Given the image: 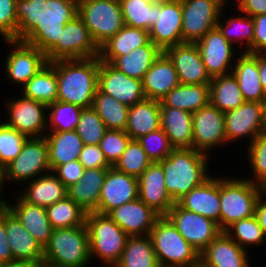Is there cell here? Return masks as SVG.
<instances>
[{
  "mask_svg": "<svg viewBox=\"0 0 266 267\" xmlns=\"http://www.w3.org/2000/svg\"><path fill=\"white\" fill-rule=\"evenodd\" d=\"M138 198V178L108 169L101 189L97 213L108 215L122 204Z\"/></svg>",
  "mask_w": 266,
  "mask_h": 267,
  "instance_id": "20",
  "label": "cell"
},
{
  "mask_svg": "<svg viewBox=\"0 0 266 267\" xmlns=\"http://www.w3.org/2000/svg\"><path fill=\"white\" fill-rule=\"evenodd\" d=\"M106 130L104 122L93 107L82 109L75 131L84 145L99 144Z\"/></svg>",
  "mask_w": 266,
  "mask_h": 267,
  "instance_id": "48",
  "label": "cell"
},
{
  "mask_svg": "<svg viewBox=\"0 0 266 267\" xmlns=\"http://www.w3.org/2000/svg\"><path fill=\"white\" fill-rule=\"evenodd\" d=\"M179 84L175 67L164 52L154 61L142 80L145 97L159 101Z\"/></svg>",
  "mask_w": 266,
  "mask_h": 267,
  "instance_id": "28",
  "label": "cell"
},
{
  "mask_svg": "<svg viewBox=\"0 0 266 267\" xmlns=\"http://www.w3.org/2000/svg\"><path fill=\"white\" fill-rule=\"evenodd\" d=\"M130 140L131 138L126 131L110 129L105 131L99 146L103 151L107 162L112 167L120 159Z\"/></svg>",
  "mask_w": 266,
  "mask_h": 267,
  "instance_id": "52",
  "label": "cell"
},
{
  "mask_svg": "<svg viewBox=\"0 0 266 267\" xmlns=\"http://www.w3.org/2000/svg\"><path fill=\"white\" fill-rule=\"evenodd\" d=\"M226 3L227 0H181L183 43H196L215 29Z\"/></svg>",
  "mask_w": 266,
  "mask_h": 267,
  "instance_id": "10",
  "label": "cell"
},
{
  "mask_svg": "<svg viewBox=\"0 0 266 267\" xmlns=\"http://www.w3.org/2000/svg\"><path fill=\"white\" fill-rule=\"evenodd\" d=\"M78 16L98 47L125 25L119 0H78Z\"/></svg>",
  "mask_w": 266,
  "mask_h": 267,
  "instance_id": "8",
  "label": "cell"
},
{
  "mask_svg": "<svg viewBox=\"0 0 266 267\" xmlns=\"http://www.w3.org/2000/svg\"><path fill=\"white\" fill-rule=\"evenodd\" d=\"M48 62L63 59H83L99 56V47L88 28L77 15L66 23L58 42L45 54Z\"/></svg>",
  "mask_w": 266,
  "mask_h": 267,
  "instance_id": "11",
  "label": "cell"
},
{
  "mask_svg": "<svg viewBox=\"0 0 266 267\" xmlns=\"http://www.w3.org/2000/svg\"><path fill=\"white\" fill-rule=\"evenodd\" d=\"M161 53L162 51L149 41L128 54L116 57L110 64L128 77L143 80L146 72Z\"/></svg>",
  "mask_w": 266,
  "mask_h": 267,
  "instance_id": "37",
  "label": "cell"
},
{
  "mask_svg": "<svg viewBox=\"0 0 266 267\" xmlns=\"http://www.w3.org/2000/svg\"><path fill=\"white\" fill-rule=\"evenodd\" d=\"M212 175L193 188L176 203L185 210L200 214L218 223L220 228V178Z\"/></svg>",
  "mask_w": 266,
  "mask_h": 267,
  "instance_id": "24",
  "label": "cell"
},
{
  "mask_svg": "<svg viewBox=\"0 0 266 267\" xmlns=\"http://www.w3.org/2000/svg\"><path fill=\"white\" fill-rule=\"evenodd\" d=\"M224 119L225 113L210 102L193 112V148L209 155L214 148L227 144Z\"/></svg>",
  "mask_w": 266,
  "mask_h": 267,
  "instance_id": "15",
  "label": "cell"
},
{
  "mask_svg": "<svg viewBox=\"0 0 266 267\" xmlns=\"http://www.w3.org/2000/svg\"><path fill=\"white\" fill-rule=\"evenodd\" d=\"M224 232L246 251L249 246L266 242V236L255 216L232 223Z\"/></svg>",
  "mask_w": 266,
  "mask_h": 267,
  "instance_id": "46",
  "label": "cell"
},
{
  "mask_svg": "<svg viewBox=\"0 0 266 267\" xmlns=\"http://www.w3.org/2000/svg\"><path fill=\"white\" fill-rule=\"evenodd\" d=\"M160 267H199L200 254L166 216H160L149 234Z\"/></svg>",
  "mask_w": 266,
  "mask_h": 267,
  "instance_id": "4",
  "label": "cell"
},
{
  "mask_svg": "<svg viewBox=\"0 0 266 267\" xmlns=\"http://www.w3.org/2000/svg\"><path fill=\"white\" fill-rule=\"evenodd\" d=\"M262 194L260 185L248 178H220V229L255 214L257 199Z\"/></svg>",
  "mask_w": 266,
  "mask_h": 267,
  "instance_id": "7",
  "label": "cell"
},
{
  "mask_svg": "<svg viewBox=\"0 0 266 267\" xmlns=\"http://www.w3.org/2000/svg\"><path fill=\"white\" fill-rule=\"evenodd\" d=\"M254 216L256 217L264 235L266 236V196L263 194H261L257 199Z\"/></svg>",
  "mask_w": 266,
  "mask_h": 267,
  "instance_id": "59",
  "label": "cell"
},
{
  "mask_svg": "<svg viewBox=\"0 0 266 267\" xmlns=\"http://www.w3.org/2000/svg\"><path fill=\"white\" fill-rule=\"evenodd\" d=\"M210 84H179L160 100V107H172L193 113L209 102Z\"/></svg>",
  "mask_w": 266,
  "mask_h": 267,
  "instance_id": "36",
  "label": "cell"
},
{
  "mask_svg": "<svg viewBox=\"0 0 266 267\" xmlns=\"http://www.w3.org/2000/svg\"><path fill=\"white\" fill-rule=\"evenodd\" d=\"M11 99L5 104L8 120L4 123L28 138L44 137L47 133V105L23 95Z\"/></svg>",
  "mask_w": 266,
  "mask_h": 267,
  "instance_id": "13",
  "label": "cell"
},
{
  "mask_svg": "<svg viewBox=\"0 0 266 267\" xmlns=\"http://www.w3.org/2000/svg\"><path fill=\"white\" fill-rule=\"evenodd\" d=\"M21 89L24 97L47 106L57 101L56 61L48 62Z\"/></svg>",
  "mask_w": 266,
  "mask_h": 267,
  "instance_id": "38",
  "label": "cell"
},
{
  "mask_svg": "<svg viewBox=\"0 0 266 267\" xmlns=\"http://www.w3.org/2000/svg\"><path fill=\"white\" fill-rule=\"evenodd\" d=\"M77 15L78 0H16V40L46 54Z\"/></svg>",
  "mask_w": 266,
  "mask_h": 267,
  "instance_id": "1",
  "label": "cell"
},
{
  "mask_svg": "<svg viewBox=\"0 0 266 267\" xmlns=\"http://www.w3.org/2000/svg\"><path fill=\"white\" fill-rule=\"evenodd\" d=\"M97 87L100 92L112 96L127 106H132L146 98L142 80L128 77L104 61H100L99 64Z\"/></svg>",
  "mask_w": 266,
  "mask_h": 267,
  "instance_id": "18",
  "label": "cell"
},
{
  "mask_svg": "<svg viewBox=\"0 0 266 267\" xmlns=\"http://www.w3.org/2000/svg\"><path fill=\"white\" fill-rule=\"evenodd\" d=\"M262 132L266 134V100L263 102V128Z\"/></svg>",
  "mask_w": 266,
  "mask_h": 267,
  "instance_id": "63",
  "label": "cell"
},
{
  "mask_svg": "<svg viewBox=\"0 0 266 267\" xmlns=\"http://www.w3.org/2000/svg\"><path fill=\"white\" fill-rule=\"evenodd\" d=\"M160 126L175 148H193L192 113L172 107H160Z\"/></svg>",
  "mask_w": 266,
  "mask_h": 267,
  "instance_id": "31",
  "label": "cell"
},
{
  "mask_svg": "<svg viewBox=\"0 0 266 267\" xmlns=\"http://www.w3.org/2000/svg\"><path fill=\"white\" fill-rule=\"evenodd\" d=\"M92 107L104 122L106 129L125 131L129 106L97 89Z\"/></svg>",
  "mask_w": 266,
  "mask_h": 267,
  "instance_id": "42",
  "label": "cell"
},
{
  "mask_svg": "<svg viewBox=\"0 0 266 267\" xmlns=\"http://www.w3.org/2000/svg\"><path fill=\"white\" fill-rule=\"evenodd\" d=\"M20 196L28 203L48 207L67 196V187L50 171L28 181Z\"/></svg>",
  "mask_w": 266,
  "mask_h": 267,
  "instance_id": "33",
  "label": "cell"
},
{
  "mask_svg": "<svg viewBox=\"0 0 266 267\" xmlns=\"http://www.w3.org/2000/svg\"><path fill=\"white\" fill-rule=\"evenodd\" d=\"M209 99L214 107L224 113L236 109L245 102L238 80L232 73L212 78Z\"/></svg>",
  "mask_w": 266,
  "mask_h": 267,
  "instance_id": "39",
  "label": "cell"
},
{
  "mask_svg": "<svg viewBox=\"0 0 266 267\" xmlns=\"http://www.w3.org/2000/svg\"><path fill=\"white\" fill-rule=\"evenodd\" d=\"M239 12L255 17L266 14V0H235Z\"/></svg>",
  "mask_w": 266,
  "mask_h": 267,
  "instance_id": "57",
  "label": "cell"
},
{
  "mask_svg": "<svg viewBox=\"0 0 266 267\" xmlns=\"http://www.w3.org/2000/svg\"><path fill=\"white\" fill-rule=\"evenodd\" d=\"M4 183H5L4 169L0 168V210L7 208V204H8V200L6 201V199L2 196L3 195L2 192L4 191L3 189Z\"/></svg>",
  "mask_w": 266,
  "mask_h": 267,
  "instance_id": "62",
  "label": "cell"
},
{
  "mask_svg": "<svg viewBox=\"0 0 266 267\" xmlns=\"http://www.w3.org/2000/svg\"><path fill=\"white\" fill-rule=\"evenodd\" d=\"M258 69L260 83L266 92V53H258Z\"/></svg>",
  "mask_w": 266,
  "mask_h": 267,
  "instance_id": "60",
  "label": "cell"
},
{
  "mask_svg": "<svg viewBox=\"0 0 266 267\" xmlns=\"http://www.w3.org/2000/svg\"><path fill=\"white\" fill-rule=\"evenodd\" d=\"M100 58L56 60L57 100L83 108L93 105Z\"/></svg>",
  "mask_w": 266,
  "mask_h": 267,
  "instance_id": "2",
  "label": "cell"
},
{
  "mask_svg": "<svg viewBox=\"0 0 266 267\" xmlns=\"http://www.w3.org/2000/svg\"><path fill=\"white\" fill-rule=\"evenodd\" d=\"M232 74L237 78L243 99L250 102H261L266 100L259 77L258 53L251 54L242 52L237 54Z\"/></svg>",
  "mask_w": 266,
  "mask_h": 267,
  "instance_id": "29",
  "label": "cell"
},
{
  "mask_svg": "<svg viewBox=\"0 0 266 267\" xmlns=\"http://www.w3.org/2000/svg\"><path fill=\"white\" fill-rule=\"evenodd\" d=\"M173 63L180 84H210L201 54L195 43H182L164 51Z\"/></svg>",
  "mask_w": 266,
  "mask_h": 267,
  "instance_id": "21",
  "label": "cell"
},
{
  "mask_svg": "<svg viewBox=\"0 0 266 267\" xmlns=\"http://www.w3.org/2000/svg\"><path fill=\"white\" fill-rule=\"evenodd\" d=\"M165 174L159 162L151 165L138 177V198L160 216H165L175 202L166 190Z\"/></svg>",
  "mask_w": 266,
  "mask_h": 267,
  "instance_id": "23",
  "label": "cell"
},
{
  "mask_svg": "<svg viewBox=\"0 0 266 267\" xmlns=\"http://www.w3.org/2000/svg\"><path fill=\"white\" fill-rule=\"evenodd\" d=\"M3 223L15 260L43 262L44 248L8 208L3 209Z\"/></svg>",
  "mask_w": 266,
  "mask_h": 267,
  "instance_id": "25",
  "label": "cell"
},
{
  "mask_svg": "<svg viewBox=\"0 0 266 267\" xmlns=\"http://www.w3.org/2000/svg\"><path fill=\"white\" fill-rule=\"evenodd\" d=\"M27 139L25 134L6 125L4 121L0 123V168L4 169L19 155Z\"/></svg>",
  "mask_w": 266,
  "mask_h": 267,
  "instance_id": "49",
  "label": "cell"
},
{
  "mask_svg": "<svg viewBox=\"0 0 266 267\" xmlns=\"http://www.w3.org/2000/svg\"><path fill=\"white\" fill-rule=\"evenodd\" d=\"M78 160L85 169L112 167L107 162L103 151L100 149L99 144L84 145Z\"/></svg>",
  "mask_w": 266,
  "mask_h": 267,
  "instance_id": "54",
  "label": "cell"
},
{
  "mask_svg": "<svg viewBox=\"0 0 266 267\" xmlns=\"http://www.w3.org/2000/svg\"><path fill=\"white\" fill-rule=\"evenodd\" d=\"M108 169H85L80 180L67 188V196L86 213L97 212L101 189Z\"/></svg>",
  "mask_w": 266,
  "mask_h": 267,
  "instance_id": "30",
  "label": "cell"
},
{
  "mask_svg": "<svg viewBox=\"0 0 266 267\" xmlns=\"http://www.w3.org/2000/svg\"><path fill=\"white\" fill-rule=\"evenodd\" d=\"M262 194L266 196V181L261 185Z\"/></svg>",
  "mask_w": 266,
  "mask_h": 267,
  "instance_id": "65",
  "label": "cell"
},
{
  "mask_svg": "<svg viewBox=\"0 0 266 267\" xmlns=\"http://www.w3.org/2000/svg\"><path fill=\"white\" fill-rule=\"evenodd\" d=\"M38 267H62V266H57V265L43 261L38 265Z\"/></svg>",
  "mask_w": 266,
  "mask_h": 267,
  "instance_id": "64",
  "label": "cell"
},
{
  "mask_svg": "<svg viewBox=\"0 0 266 267\" xmlns=\"http://www.w3.org/2000/svg\"><path fill=\"white\" fill-rule=\"evenodd\" d=\"M84 171L85 168L79 160H72L66 164L57 166L52 172L68 188L80 180Z\"/></svg>",
  "mask_w": 266,
  "mask_h": 267,
  "instance_id": "55",
  "label": "cell"
},
{
  "mask_svg": "<svg viewBox=\"0 0 266 267\" xmlns=\"http://www.w3.org/2000/svg\"><path fill=\"white\" fill-rule=\"evenodd\" d=\"M248 252L222 231L200 253L199 267H250Z\"/></svg>",
  "mask_w": 266,
  "mask_h": 267,
  "instance_id": "26",
  "label": "cell"
},
{
  "mask_svg": "<svg viewBox=\"0 0 266 267\" xmlns=\"http://www.w3.org/2000/svg\"><path fill=\"white\" fill-rule=\"evenodd\" d=\"M46 212L53 229L85 225L87 213L68 196L46 207Z\"/></svg>",
  "mask_w": 266,
  "mask_h": 267,
  "instance_id": "44",
  "label": "cell"
},
{
  "mask_svg": "<svg viewBox=\"0 0 266 267\" xmlns=\"http://www.w3.org/2000/svg\"><path fill=\"white\" fill-rule=\"evenodd\" d=\"M151 163L141 144L137 140H130L113 167L119 172L138 178Z\"/></svg>",
  "mask_w": 266,
  "mask_h": 267,
  "instance_id": "47",
  "label": "cell"
},
{
  "mask_svg": "<svg viewBox=\"0 0 266 267\" xmlns=\"http://www.w3.org/2000/svg\"><path fill=\"white\" fill-rule=\"evenodd\" d=\"M252 18L254 21L253 54L266 53V14Z\"/></svg>",
  "mask_w": 266,
  "mask_h": 267,
  "instance_id": "56",
  "label": "cell"
},
{
  "mask_svg": "<svg viewBox=\"0 0 266 267\" xmlns=\"http://www.w3.org/2000/svg\"><path fill=\"white\" fill-rule=\"evenodd\" d=\"M85 225L89 235L91 261L97 257L103 264L99 267H114L120 260L129 236L109 215L87 213Z\"/></svg>",
  "mask_w": 266,
  "mask_h": 267,
  "instance_id": "5",
  "label": "cell"
},
{
  "mask_svg": "<svg viewBox=\"0 0 266 267\" xmlns=\"http://www.w3.org/2000/svg\"><path fill=\"white\" fill-rule=\"evenodd\" d=\"M223 11L221 10L219 20L217 22V28L222 33V35L231 43L233 46L234 42L239 45V47H244L243 49L247 53L253 54V38H254V21L251 16L241 12L239 16H232L226 19L224 22L222 19ZM223 22V23H221Z\"/></svg>",
  "mask_w": 266,
  "mask_h": 267,
  "instance_id": "40",
  "label": "cell"
},
{
  "mask_svg": "<svg viewBox=\"0 0 266 267\" xmlns=\"http://www.w3.org/2000/svg\"><path fill=\"white\" fill-rule=\"evenodd\" d=\"M11 48L5 57L6 81H13L23 87L48 61L37 47L21 40H4Z\"/></svg>",
  "mask_w": 266,
  "mask_h": 267,
  "instance_id": "14",
  "label": "cell"
},
{
  "mask_svg": "<svg viewBox=\"0 0 266 267\" xmlns=\"http://www.w3.org/2000/svg\"><path fill=\"white\" fill-rule=\"evenodd\" d=\"M149 41V31L124 25L99 47L100 61L111 63L116 57L128 54Z\"/></svg>",
  "mask_w": 266,
  "mask_h": 267,
  "instance_id": "34",
  "label": "cell"
},
{
  "mask_svg": "<svg viewBox=\"0 0 266 267\" xmlns=\"http://www.w3.org/2000/svg\"><path fill=\"white\" fill-rule=\"evenodd\" d=\"M16 0H0V35L4 40H16Z\"/></svg>",
  "mask_w": 266,
  "mask_h": 267,
  "instance_id": "53",
  "label": "cell"
},
{
  "mask_svg": "<svg viewBox=\"0 0 266 267\" xmlns=\"http://www.w3.org/2000/svg\"><path fill=\"white\" fill-rule=\"evenodd\" d=\"M210 156L194 148H178L159 162L164 170L166 190L175 203L210 177Z\"/></svg>",
  "mask_w": 266,
  "mask_h": 267,
  "instance_id": "3",
  "label": "cell"
},
{
  "mask_svg": "<svg viewBox=\"0 0 266 267\" xmlns=\"http://www.w3.org/2000/svg\"><path fill=\"white\" fill-rule=\"evenodd\" d=\"M14 201L15 205L8 202L7 208L44 248L53 232L46 208L28 203L20 195Z\"/></svg>",
  "mask_w": 266,
  "mask_h": 267,
  "instance_id": "27",
  "label": "cell"
},
{
  "mask_svg": "<svg viewBox=\"0 0 266 267\" xmlns=\"http://www.w3.org/2000/svg\"><path fill=\"white\" fill-rule=\"evenodd\" d=\"M38 265L29 261L14 260L0 264V267H38Z\"/></svg>",
  "mask_w": 266,
  "mask_h": 267,
  "instance_id": "61",
  "label": "cell"
},
{
  "mask_svg": "<svg viewBox=\"0 0 266 267\" xmlns=\"http://www.w3.org/2000/svg\"><path fill=\"white\" fill-rule=\"evenodd\" d=\"M165 216L199 254L222 232L214 220L185 210L177 203Z\"/></svg>",
  "mask_w": 266,
  "mask_h": 267,
  "instance_id": "12",
  "label": "cell"
},
{
  "mask_svg": "<svg viewBox=\"0 0 266 267\" xmlns=\"http://www.w3.org/2000/svg\"><path fill=\"white\" fill-rule=\"evenodd\" d=\"M149 39L162 52L183 43L181 0L157 3V21L149 30Z\"/></svg>",
  "mask_w": 266,
  "mask_h": 267,
  "instance_id": "17",
  "label": "cell"
},
{
  "mask_svg": "<svg viewBox=\"0 0 266 267\" xmlns=\"http://www.w3.org/2000/svg\"><path fill=\"white\" fill-rule=\"evenodd\" d=\"M43 261L62 267H88L91 258L86 225L53 229Z\"/></svg>",
  "mask_w": 266,
  "mask_h": 267,
  "instance_id": "6",
  "label": "cell"
},
{
  "mask_svg": "<svg viewBox=\"0 0 266 267\" xmlns=\"http://www.w3.org/2000/svg\"><path fill=\"white\" fill-rule=\"evenodd\" d=\"M81 111L82 108L80 106L59 100L49 104L47 106V131H74L77 127Z\"/></svg>",
  "mask_w": 266,
  "mask_h": 267,
  "instance_id": "45",
  "label": "cell"
},
{
  "mask_svg": "<svg viewBox=\"0 0 266 267\" xmlns=\"http://www.w3.org/2000/svg\"><path fill=\"white\" fill-rule=\"evenodd\" d=\"M159 128H161L159 100L145 98L129 106L125 131L131 140H137L141 136L147 135Z\"/></svg>",
  "mask_w": 266,
  "mask_h": 267,
  "instance_id": "32",
  "label": "cell"
},
{
  "mask_svg": "<svg viewBox=\"0 0 266 267\" xmlns=\"http://www.w3.org/2000/svg\"><path fill=\"white\" fill-rule=\"evenodd\" d=\"M3 223V209L0 210V264L14 261Z\"/></svg>",
  "mask_w": 266,
  "mask_h": 267,
  "instance_id": "58",
  "label": "cell"
},
{
  "mask_svg": "<svg viewBox=\"0 0 266 267\" xmlns=\"http://www.w3.org/2000/svg\"><path fill=\"white\" fill-rule=\"evenodd\" d=\"M50 171L45 137L28 138L19 155L4 168V181L25 184Z\"/></svg>",
  "mask_w": 266,
  "mask_h": 267,
  "instance_id": "9",
  "label": "cell"
},
{
  "mask_svg": "<svg viewBox=\"0 0 266 267\" xmlns=\"http://www.w3.org/2000/svg\"><path fill=\"white\" fill-rule=\"evenodd\" d=\"M137 141L141 144L152 163L162 161L175 149L161 128L141 136Z\"/></svg>",
  "mask_w": 266,
  "mask_h": 267,
  "instance_id": "51",
  "label": "cell"
},
{
  "mask_svg": "<svg viewBox=\"0 0 266 267\" xmlns=\"http://www.w3.org/2000/svg\"><path fill=\"white\" fill-rule=\"evenodd\" d=\"M114 267H160L150 236L128 237Z\"/></svg>",
  "mask_w": 266,
  "mask_h": 267,
  "instance_id": "41",
  "label": "cell"
},
{
  "mask_svg": "<svg viewBox=\"0 0 266 267\" xmlns=\"http://www.w3.org/2000/svg\"><path fill=\"white\" fill-rule=\"evenodd\" d=\"M146 1H148L150 3H160V2H163L165 0H146Z\"/></svg>",
  "mask_w": 266,
  "mask_h": 267,
  "instance_id": "66",
  "label": "cell"
},
{
  "mask_svg": "<svg viewBox=\"0 0 266 267\" xmlns=\"http://www.w3.org/2000/svg\"><path fill=\"white\" fill-rule=\"evenodd\" d=\"M48 147V161L53 171L57 166L78 160L83 141L76 131L49 132L45 134Z\"/></svg>",
  "mask_w": 266,
  "mask_h": 267,
  "instance_id": "35",
  "label": "cell"
},
{
  "mask_svg": "<svg viewBox=\"0 0 266 267\" xmlns=\"http://www.w3.org/2000/svg\"><path fill=\"white\" fill-rule=\"evenodd\" d=\"M124 23L149 31L157 21V3L146 0H119Z\"/></svg>",
  "mask_w": 266,
  "mask_h": 267,
  "instance_id": "43",
  "label": "cell"
},
{
  "mask_svg": "<svg viewBox=\"0 0 266 267\" xmlns=\"http://www.w3.org/2000/svg\"><path fill=\"white\" fill-rule=\"evenodd\" d=\"M247 146V156L253 171V177L248 180L261 186L266 181V134L260 133Z\"/></svg>",
  "mask_w": 266,
  "mask_h": 267,
  "instance_id": "50",
  "label": "cell"
},
{
  "mask_svg": "<svg viewBox=\"0 0 266 267\" xmlns=\"http://www.w3.org/2000/svg\"><path fill=\"white\" fill-rule=\"evenodd\" d=\"M108 215L129 237L149 235L160 217L139 198L122 204Z\"/></svg>",
  "mask_w": 266,
  "mask_h": 267,
  "instance_id": "22",
  "label": "cell"
},
{
  "mask_svg": "<svg viewBox=\"0 0 266 267\" xmlns=\"http://www.w3.org/2000/svg\"><path fill=\"white\" fill-rule=\"evenodd\" d=\"M195 44L211 78L232 73L235 64L232 61L236 59V50L217 27L208 31Z\"/></svg>",
  "mask_w": 266,
  "mask_h": 267,
  "instance_id": "16",
  "label": "cell"
},
{
  "mask_svg": "<svg viewBox=\"0 0 266 267\" xmlns=\"http://www.w3.org/2000/svg\"><path fill=\"white\" fill-rule=\"evenodd\" d=\"M225 134L227 143L242 138L249 139L250 144L263 128V103L245 101L234 110L225 113Z\"/></svg>",
  "mask_w": 266,
  "mask_h": 267,
  "instance_id": "19",
  "label": "cell"
}]
</instances>
